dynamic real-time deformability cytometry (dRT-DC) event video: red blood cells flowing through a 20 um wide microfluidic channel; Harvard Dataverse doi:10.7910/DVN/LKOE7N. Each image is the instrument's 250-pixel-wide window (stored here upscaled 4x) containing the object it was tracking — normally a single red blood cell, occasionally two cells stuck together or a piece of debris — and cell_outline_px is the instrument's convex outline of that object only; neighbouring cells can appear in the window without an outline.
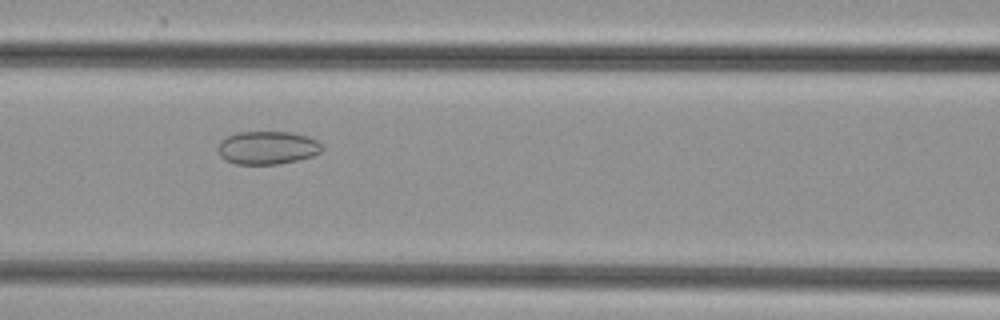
{"species": "common noctule bat (a hibernating species)", "species_latin": "Nyctalus noctula", "temperature_condition": "cold", "stored_images_in_passage": 48, "camera_frame_rate_fps": 3000, "um_per_image_px": 0.085, "animal": {"sex": "female", "body_mass_g": 29.2, "forearm_length_mm": 56.3}, "frame": {"image": 1, "passage_image": 20, "time_ms": 6.333, "image_size_px": [1000, 320], "cell_outline_px": [[324, 148], [320, 152], [312, 156], [296, 160], [276, 164], [236, 164], [224, 160], [220, 156], [220, 140], [236, 132], [292, 132], [308, 136], [316, 140]], "centroid_in_image_um": [22.74, 12.55], "position_along_channel_um": 143.9, "area_um2": 20.0}}
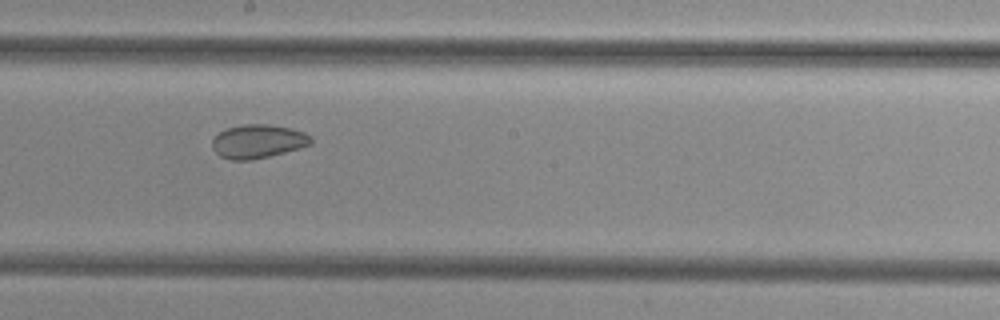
{"frame": {"image": 2, "passage_image": 26, "time_ms": 8.333, "image_size_px": [1000, 320], "cell_outline_px": [[312, 144], [284, 152], [252, 160], [232, 160], [220, 156], [212, 148], [212, 140], [220, 132], [228, 128], [244, 124], [268, 124], [292, 128], [304, 132], [312, 136]], "centroid_in_image_um": [21.94, 12.01], "position_along_channel_um": 226.3, "area_um2": 19.31}}
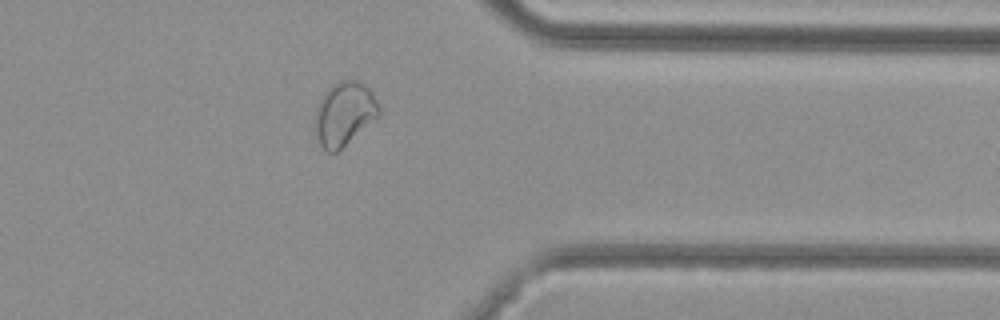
{"frame": {"image": 3, "passage_image": 38, "time_ms": 12.333, "image_size_px": [1000, 320], "cell_outline_px": [[380, 112], [376, 116], [336, 152], [324, 152], [320, 144], [316, 132], [316, 104], [324, 92], [332, 84], [340, 80], [360, 80], [372, 92], [380, 108]], "centroid_in_image_um": [29.23, 9.62], "position_along_channel_um": 382.2, "area_um2": 23.18}}